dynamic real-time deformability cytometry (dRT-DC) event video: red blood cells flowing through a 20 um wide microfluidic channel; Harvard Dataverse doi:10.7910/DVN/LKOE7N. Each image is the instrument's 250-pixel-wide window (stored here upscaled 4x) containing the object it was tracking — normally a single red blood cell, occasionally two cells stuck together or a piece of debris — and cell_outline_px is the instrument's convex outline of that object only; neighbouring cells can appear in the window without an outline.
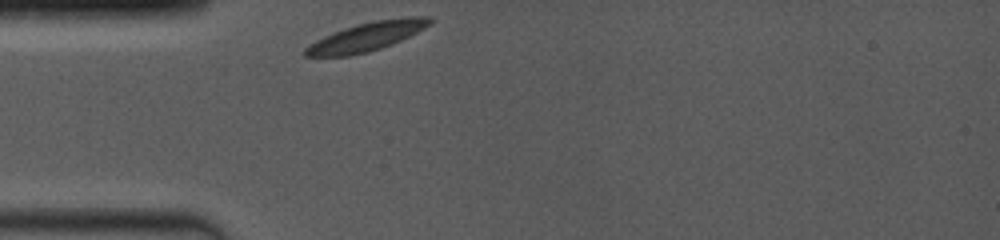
{"species": "common noctule bat (a hibernating species)", "species_latin": "Nyctalus noctula", "temperature_condition": "room temperature", "stored_images_in_passage": 1, "camera_frame_rate_fps": 4000, "um_per_image_px": 0.085, "animal": {"sex": "female", "body_mass_g": 19.0, "forearm_length_mm": 53.3}, "frame": {"image": 1, "passage_image": 1, "time_ms": 0.0, "image_size_px": [1000, 240], "cell_outline_px": [[432, 24], [392, 44], [368, 52], [348, 56], [304, 56], [300, 52], [304, 48], [316, 40], [324, 36], [344, 28], [356, 24], [376, 20], [408, 16], [432, 16]], "centroid_in_image_um": [31.15, 3.11], "position_along_channel_um": 53.8, "area_um2": 20.87}}